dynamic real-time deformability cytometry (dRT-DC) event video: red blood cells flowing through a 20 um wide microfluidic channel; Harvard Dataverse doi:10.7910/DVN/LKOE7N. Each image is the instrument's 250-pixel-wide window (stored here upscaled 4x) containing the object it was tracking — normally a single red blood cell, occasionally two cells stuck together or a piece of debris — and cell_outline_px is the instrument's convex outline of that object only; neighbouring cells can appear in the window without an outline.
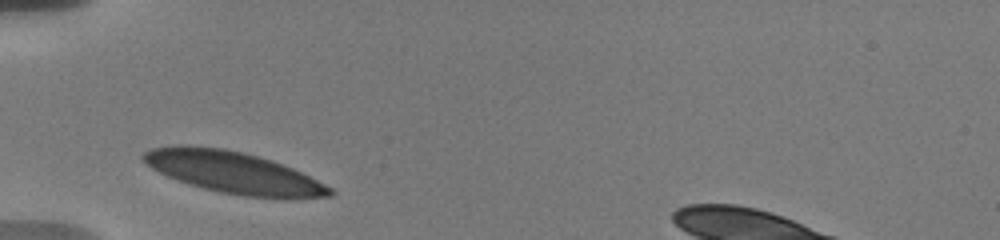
{"species": "human", "species_latin": "Homo sapiens", "temperature_condition": "warm", "stored_images_in_passage": 49, "camera_frame_rate_fps": 3000, "um_per_image_px": 0.085, "donor": {"sex": "male"}, "frame": {"image": 1, "passage_image": 1, "time_ms": 0.0, "image_size_px": [1000, 240], "cell_outline_px": [[336, 192], [332, 196], [244, 196], [220, 192], [188, 184], [176, 180], [152, 168], [140, 156], [144, 152], [152, 148], [180, 144], [188, 144], [224, 148], [244, 152], [272, 160], [292, 168], [332, 188]], "centroid_in_image_um": [19.74, 14.61], "position_along_channel_um": 65.3, "area_um2": 44.51}}
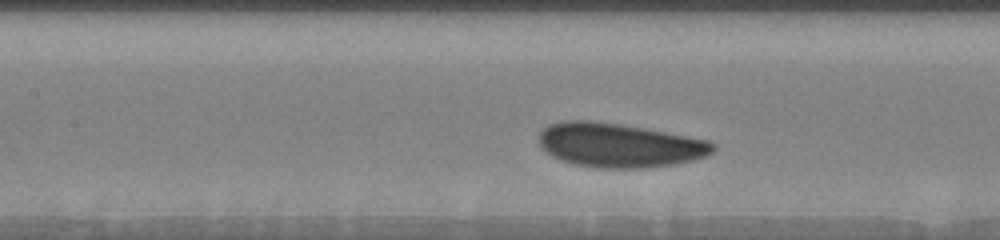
{"frame": {"image": 2, "passage_image": 18, "time_ms": 2.667, "image_size_px": [1000, 240], "cell_outline_px": [[716, 148], [712, 152], [704, 156], [692, 160], [676, 164], [648, 168], [596, 168], [576, 164], [560, 160], [552, 156], [540, 148], [540, 132], [548, 124], [560, 120], [592, 120], [620, 124], [644, 128], [708, 140], [716, 144]], "centroid_in_image_um": [52.61, 12.34], "position_along_channel_um": 154.8, "area_um2": 44.97}}
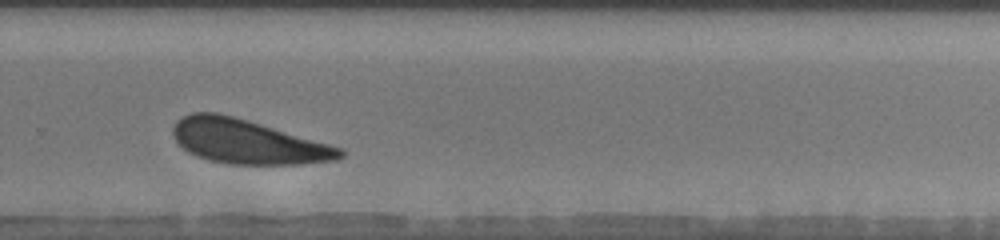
{"frame": {"image": 3, "passage_image": 42, "time_ms": 7.0, "image_size_px": [1000, 240], "cell_outline_px": [[348, 152], [344, 156], [336, 160], [300, 164], [228, 164], [208, 160], [196, 156], [188, 152], [176, 140], [172, 132], [172, 128], [176, 120], [192, 112], [216, 112], [248, 120], [344, 148]], "centroid_in_image_um": [21.07, 12.04], "position_along_channel_um": 308.7, "area_um2": 43.12}}